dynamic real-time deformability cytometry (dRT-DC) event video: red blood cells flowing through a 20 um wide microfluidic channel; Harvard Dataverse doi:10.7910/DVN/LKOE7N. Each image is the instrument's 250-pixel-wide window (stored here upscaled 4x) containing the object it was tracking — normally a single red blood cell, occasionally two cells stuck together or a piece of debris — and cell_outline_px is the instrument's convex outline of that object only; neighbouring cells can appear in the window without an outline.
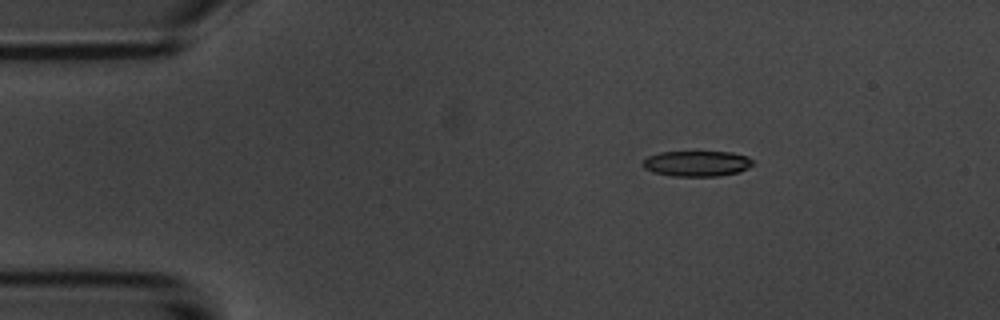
{"species": "common noctule bat (a hibernating species)", "species_latin": "Nyctalus noctula", "temperature_condition": "room temperature", "stored_images_in_passage": 6, "segment_of_instrument_passage": [1, 2], "camera_frame_rate_fps": 3000, "um_per_image_px": 0.085, "animal": {"sex": "male", "body_mass_g": 20.1, "forearm_length_mm": 53.5}, "frame": {"image": 1, "passage_image": 3, "time_ms": 2.333, "image_size_px": [1000, 320], "cell_outline_px": [[752, 164], [748, 168], [740, 172], [720, 176], [672, 176], [652, 172], [644, 168], [644, 160], [648, 156], [660, 152], [732, 152], [748, 156], [752, 160]], "centroid_in_image_um": [59.25, 13.9], "position_along_channel_um": 25.7, "area_um2": 16.42}}
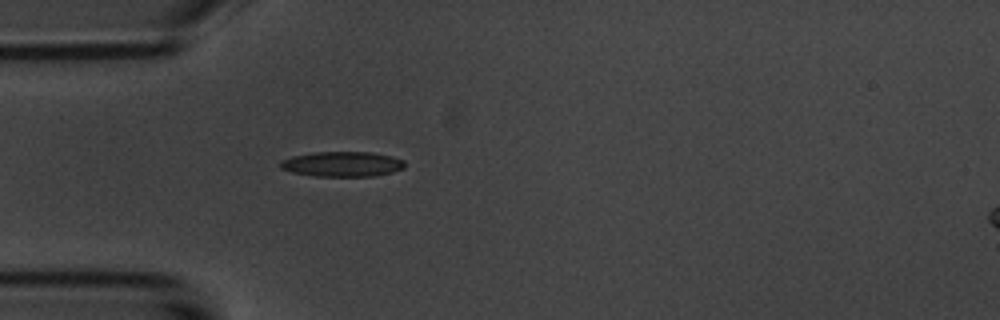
{"frame": {"image": 2, "passage_image": 5, "time_ms": 4.667, "image_size_px": [1000, 320], "cell_outline_px": [[404, 168], [392, 172], [376, 176], [312, 176], [292, 172], [280, 168], [280, 160], [292, 156], [312, 152], [372, 152], [392, 156], [404, 160]], "centroid_in_image_um": [29.08, 13.94], "position_along_channel_um": 55.9, "area_um2": 18.32}}